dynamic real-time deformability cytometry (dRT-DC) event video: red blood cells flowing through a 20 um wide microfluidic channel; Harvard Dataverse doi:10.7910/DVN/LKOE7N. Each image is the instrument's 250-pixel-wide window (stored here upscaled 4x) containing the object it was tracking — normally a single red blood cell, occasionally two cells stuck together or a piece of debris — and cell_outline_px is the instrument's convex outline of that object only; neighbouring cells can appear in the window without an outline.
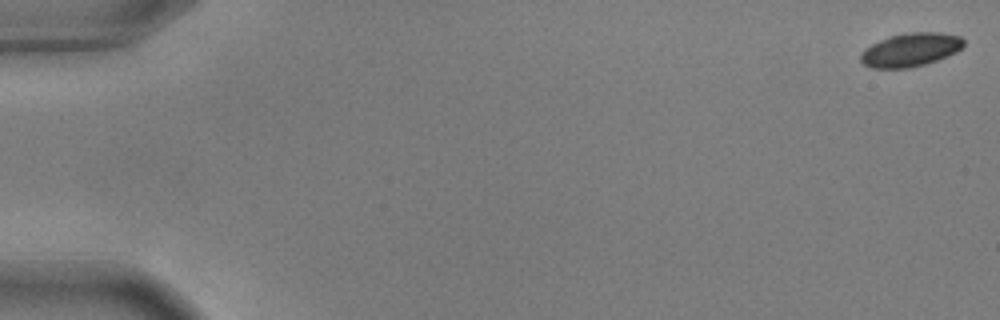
{"species": "common noctule bat (a hibernating species)", "species_latin": "Nyctalus noctula", "temperature_condition": "warm", "stored_images_in_passage": 50, "camera_frame_rate_fps": 3000, "um_per_image_px": 0.085, "animal": {"sex": "male", "body_mass_g": 17.9, "forearm_length_mm": 54.2}, "frame": {"image": 1, "passage_image": 1, "time_ms": 0.0, "image_size_px": [1000, 320], "cell_outline_px": [[964, 44], [956, 52], [948, 56], [924, 64], [908, 68], [872, 68], [864, 64], [860, 60], [860, 52], [864, 48], [888, 36], [908, 32], [940, 32], [960, 36], [964, 40]], "centroid_in_image_um": [77.37, 4.22], "position_along_channel_um": 7.6, "area_um2": 20.17}}
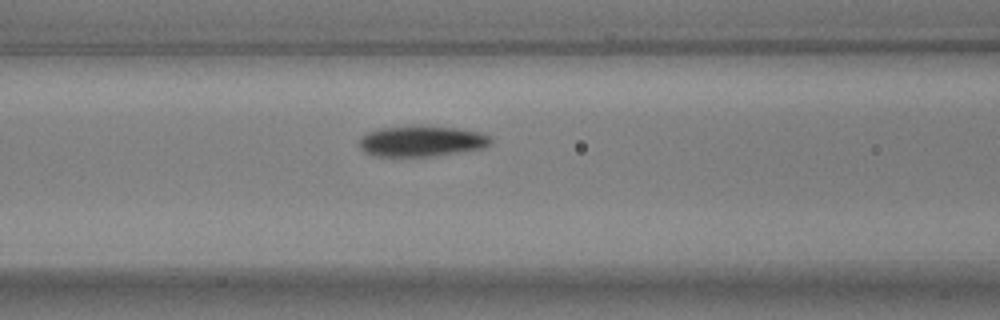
{"frame": {"image": 2, "passage_image": 24, "time_ms": 7.667, "image_size_px": [1000, 320], "cell_outline_px": [[492, 144], [484, 148], [436, 156], [376, 156], [364, 152], [360, 148], [360, 136], [368, 132], [380, 128], [412, 124], [420, 124], [456, 128], [480, 132], [488, 136], [492, 140]], "centroid_in_image_um": [35.83, 11.97], "position_along_channel_um": 130.8, "area_um2": 24.1}}
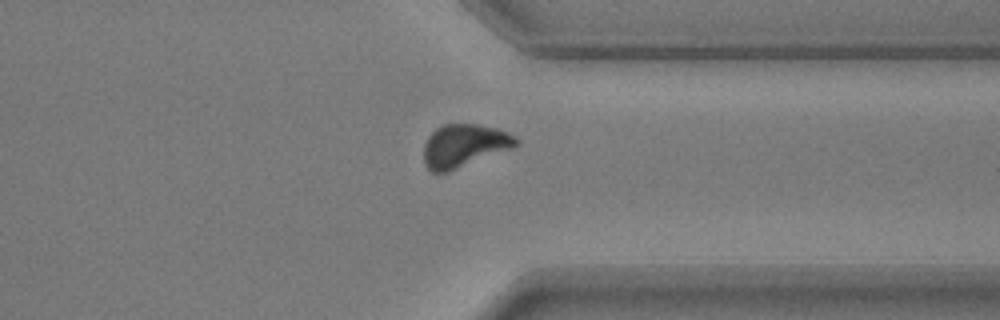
{"frame": {"image": 3, "passage_image": 44, "time_ms": 14.333, "image_size_px": [1000, 320], "cell_outline_px": [[520, 144], [516, 148], [448, 172], [432, 172], [424, 164], [424, 144], [428, 136], [436, 128], [444, 124], [476, 124], [500, 128], [516, 136], [520, 140]], "centroid_in_image_um": [39.52, 12.38], "position_along_channel_um": 371.9, "area_um2": 23.7}, "authors_computed_cell_mechanics": {"area_um2": 23.0333, "velocity_mm_per_s": 3.6397, "shape_relaxation_time_tau1_ms": 2.6673, "shape_relaxation_time_tau2_ms": null, "deformation_change_tau1": 0.1353, "deformation_change_tau2": null}}